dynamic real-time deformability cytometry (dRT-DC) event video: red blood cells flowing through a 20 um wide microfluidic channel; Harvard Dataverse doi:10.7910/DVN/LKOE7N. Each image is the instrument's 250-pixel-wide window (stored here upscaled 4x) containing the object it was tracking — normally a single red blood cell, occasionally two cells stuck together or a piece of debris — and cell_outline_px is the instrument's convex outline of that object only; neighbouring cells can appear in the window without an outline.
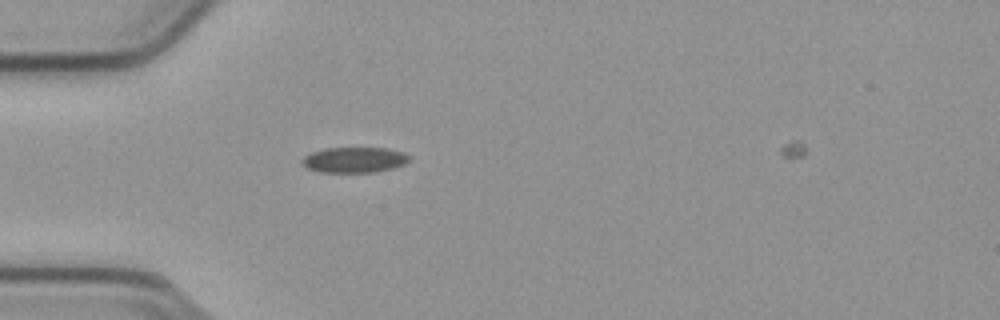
{"species": "common noctule bat (a hibernating species)", "species_latin": "Nyctalus noctula", "temperature_condition": "cold", "stored_images_in_passage": 42, "camera_frame_rate_fps": 3000, "um_per_image_px": 0.085, "animal": {"sex": "male", "body_mass_g": 23.1, "forearm_length_mm": 52.7}, "frame": {"image": 1, "passage_image": 7, "time_ms": 2.0, "image_size_px": [1000, 320], "cell_outline_px": [[408, 160], [404, 164], [392, 168], [372, 172], [320, 172], [308, 168], [300, 164], [300, 160], [304, 156], [312, 152], [328, 148], [388, 148], [404, 152], [408, 156]], "centroid_in_image_um": [30.08, 13.58], "position_along_channel_um": 54.9, "area_um2": 15.84}}
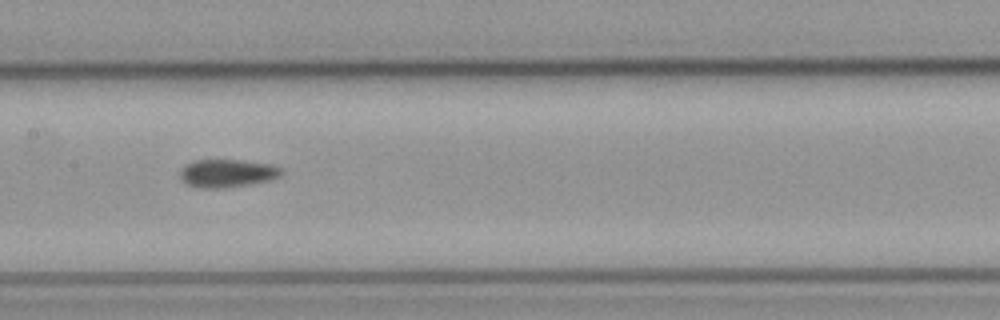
{"frame": {"image": 2, "passage_image": 18, "time_ms": 5.667, "image_size_px": [1000, 320], "cell_outline_px": [[284, 172], [280, 176], [272, 180], [224, 188], [200, 188], [188, 184], [180, 180], [180, 168], [192, 160], [236, 160], [268, 164], [280, 168]], "centroid_in_image_um": [19.27, 14.73], "position_along_channel_um": 188.1, "area_um2": 16.53}}
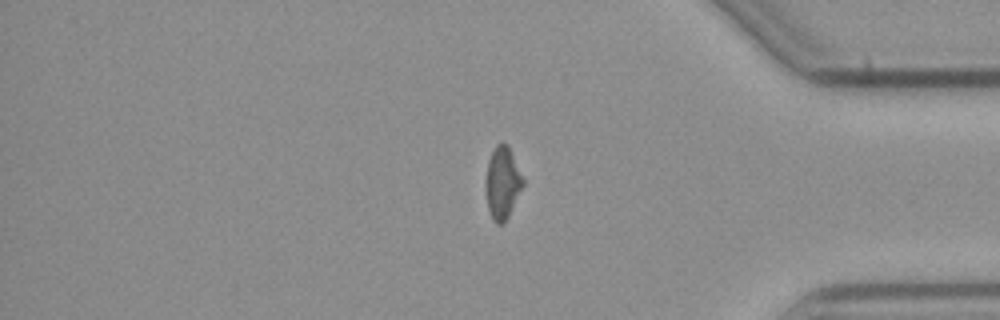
{"frame": {"image": 3, "passage_image": 36, "time_ms": 11.667, "image_size_px": [1000, 320], "cell_outline_px": [[524, 184], [508, 216], [500, 224], [496, 224], [492, 220], [488, 208], [488, 160], [496, 144], [508, 144], [524, 180]], "centroid_in_image_um": [42.75, 15.53], "position_along_channel_um": 392.5, "area_um2": 14.91}}